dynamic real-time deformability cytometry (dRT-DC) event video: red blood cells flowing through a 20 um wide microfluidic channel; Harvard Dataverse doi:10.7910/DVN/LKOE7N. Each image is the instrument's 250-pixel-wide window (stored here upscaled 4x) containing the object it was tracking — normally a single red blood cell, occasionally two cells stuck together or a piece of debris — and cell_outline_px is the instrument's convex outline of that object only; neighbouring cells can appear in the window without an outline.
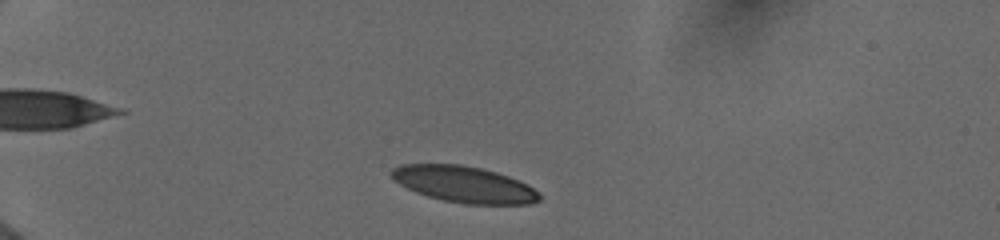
{"species": "human", "species_latin": "Homo sapiens", "temperature_condition": "cold", "stored_images_in_passage": 6, "camera_frame_rate_fps": 3000, "um_per_image_px": 0.085, "donor": {"sex": "female"}, "frame": {"image": 1, "passage_image": 1, "time_ms": 0.0, "image_size_px": [1000, 240], "cell_outline_px": [[540, 200], [528, 204], [464, 204], [444, 200], [428, 196], [416, 192], [400, 184], [388, 172], [392, 168], [400, 164], [460, 164], [480, 168], [496, 172], [520, 180], [528, 184], [540, 192]], "centroid_in_image_um": [39.47, 15.66], "position_along_channel_um": 45.5, "area_um2": 31.33}}
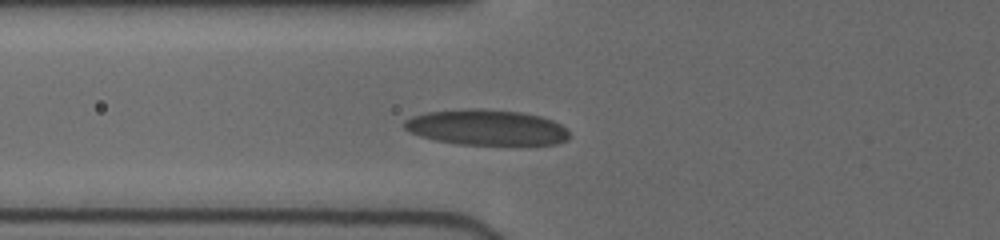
{"frame": {"image": 2, "passage_image": 4, "time_ms": 2.333, "image_size_px": [1000, 240], "cell_outline_px": [[568, 140], [556, 144], [524, 148], [456, 144], [436, 140], [420, 136], [404, 128], [404, 120], [412, 116], [428, 112], [468, 108], [484, 108], [520, 112], [540, 116], [552, 120], [560, 124], [568, 132]], "centroid_in_image_um": [41.43, 10.88], "position_along_channel_um": 84.4, "area_um2": 35.49}}
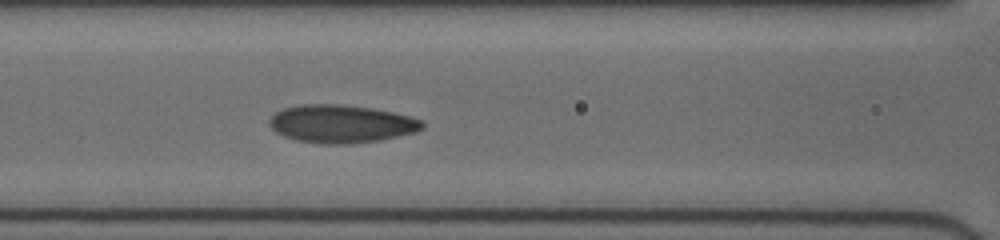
{"frame": {"image": 3, "passage_image": 6, "time_ms": 3.667, "image_size_px": [1000, 240], "cell_outline_px": [[424, 128], [416, 132], [380, 140], [352, 144], [320, 144], [296, 140], [284, 136], [276, 132], [268, 124], [268, 120], [276, 112], [284, 108], [304, 104], [336, 104], [372, 108], [412, 116], [424, 120]], "centroid_in_image_um": [29.03, 10.53], "position_along_channel_um": 137.6, "area_um2": 34.04}}